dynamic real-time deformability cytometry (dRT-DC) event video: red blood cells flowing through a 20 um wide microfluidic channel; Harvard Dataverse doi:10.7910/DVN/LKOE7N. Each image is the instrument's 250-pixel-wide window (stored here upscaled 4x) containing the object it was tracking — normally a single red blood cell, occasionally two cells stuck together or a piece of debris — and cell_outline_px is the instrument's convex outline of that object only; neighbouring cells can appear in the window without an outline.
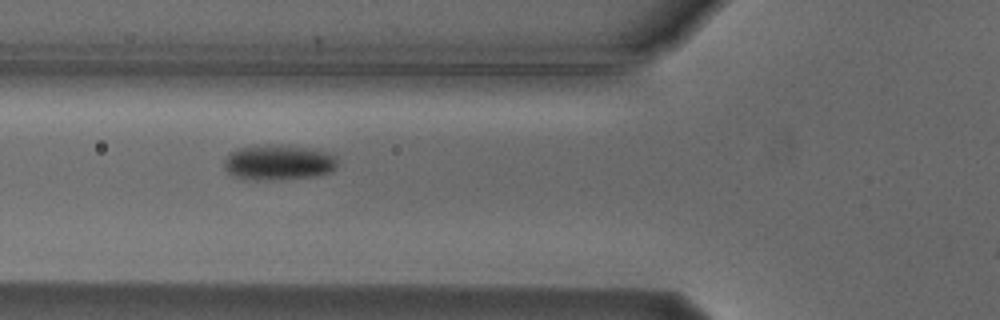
{"species": "Egyptian fruit bat (a non-hibernating species)", "species_latin": "Rousettus aegyptiacus", "temperature_condition": "cold", "stored_images_in_passage": 7, "camera_frame_rate_fps": 3000, "um_per_image_px": 0.085, "animal": {"sex": "male"}, "frame": {"image": 1, "passage_image": 6, "time_ms": 6.667, "image_size_px": [1000, 320], "cell_outline_px": [[336, 168], [332, 172], [316, 176], [256, 180], [232, 176], [224, 168], [224, 160], [232, 152], [240, 148], [280, 144], [308, 148], [324, 152], [336, 156]], "centroid_in_image_um": [23.68, 13.81], "position_along_channel_um": 102.1, "area_um2": 22.89}}